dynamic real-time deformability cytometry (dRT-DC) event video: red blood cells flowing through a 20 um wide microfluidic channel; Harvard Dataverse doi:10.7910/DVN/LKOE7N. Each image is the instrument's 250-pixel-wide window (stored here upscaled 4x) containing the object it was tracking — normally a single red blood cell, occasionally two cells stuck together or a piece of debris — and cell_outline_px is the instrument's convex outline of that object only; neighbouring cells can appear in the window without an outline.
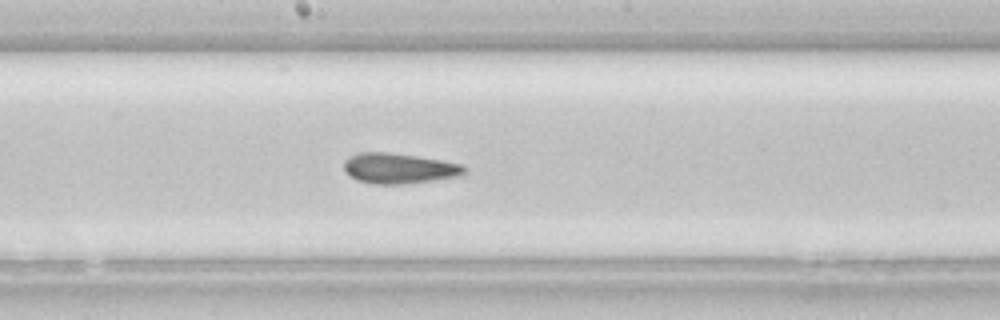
{"species": "common noctule bat (a hibernating species)", "species_latin": "Nyctalus noctula", "temperature_condition": "room temperature", "stored_images_in_passage": 39, "camera_frame_rate_fps": 3000, "um_per_image_px": 0.085, "animal": {"sex": "female", "body_mass_g": 22.7, "forearm_length_mm": 54.2}, "frame": {"image": 1, "passage_image": 17, "time_ms": 5.333, "image_size_px": [1000, 320], "cell_outline_px": [[468, 168], [464, 176], [400, 184], [372, 184], [356, 180], [344, 172], [344, 160], [348, 156], [356, 152], [388, 152], [416, 156], [464, 164]], "centroid_in_image_um": [33.91, 14.3], "position_along_channel_um": 214.3, "area_um2": 21.68}}